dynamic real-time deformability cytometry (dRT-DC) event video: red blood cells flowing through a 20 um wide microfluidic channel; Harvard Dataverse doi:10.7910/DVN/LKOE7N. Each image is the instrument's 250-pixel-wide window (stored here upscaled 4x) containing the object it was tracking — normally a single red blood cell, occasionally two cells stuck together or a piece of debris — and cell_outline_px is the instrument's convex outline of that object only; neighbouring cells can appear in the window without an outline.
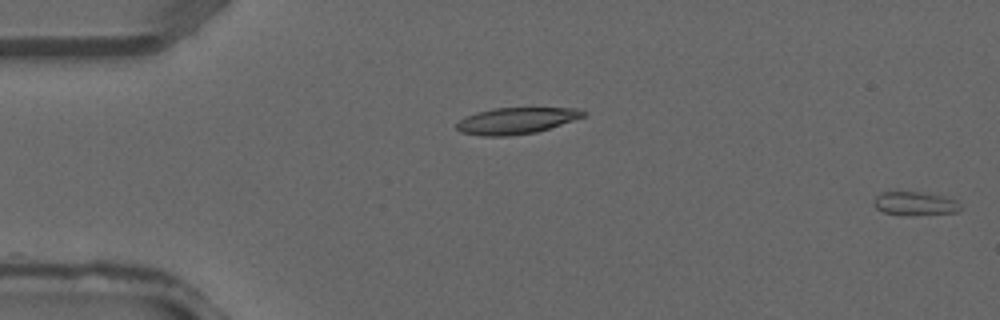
{"species": "common noctule bat (a hibernating species)", "species_latin": "Nyctalus noctula", "temperature_condition": "warm", "stored_images_in_passage": 10, "segment_of_instrument_passage": [2, 2], "camera_frame_rate_fps": 3000, "um_per_image_px": 0.085, "animal": {"sex": "male", "forearm_length_mm": 52.5}, "frame": {"image": 1, "passage_image": 10, "time_ms": 3.0, "image_size_px": [1000, 320], "cell_outline_px": [[964, 208], [956, 212], [912, 216], [884, 212], [876, 208], [872, 204], [872, 200], [880, 192], [920, 192], [944, 196], [956, 200]], "centroid_in_image_um": [77.78, 17.31], "position_along_channel_um": 7.2, "area_um2": 12.14}}